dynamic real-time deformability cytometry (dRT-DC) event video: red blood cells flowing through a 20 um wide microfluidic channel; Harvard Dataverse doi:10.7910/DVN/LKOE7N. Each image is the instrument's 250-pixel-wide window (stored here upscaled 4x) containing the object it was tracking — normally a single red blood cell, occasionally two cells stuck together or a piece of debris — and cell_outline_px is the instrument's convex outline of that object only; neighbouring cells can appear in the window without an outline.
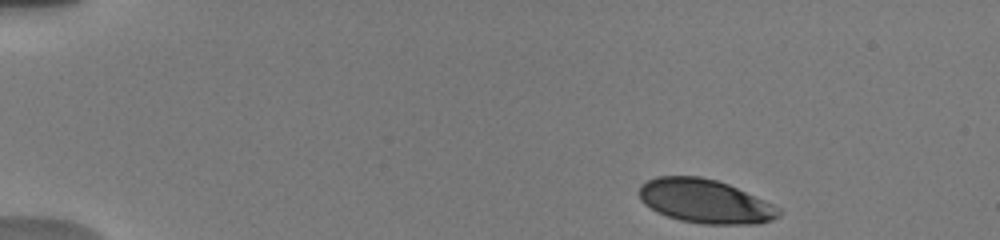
{"species": "human", "species_latin": "Homo sapiens", "temperature_condition": "warm", "stored_images_in_passage": 9, "camera_frame_rate_fps": 3000, "um_per_image_px": 0.085, "donor": {"sex": "male"}, "frame": {"image": 1, "passage_image": 1, "time_ms": 0.0, "image_size_px": [1000, 240], "cell_outline_px": [[780, 216], [772, 220], [760, 224], [704, 224], [680, 220], [656, 212], [644, 204], [640, 200], [640, 184], [656, 176], [700, 176], [716, 180], [728, 184], [764, 200], [780, 208]], "centroid_in_image_um": [59.93, 17.11], "position_along_channel_um": 25.1, "area_um2": 35.66}}
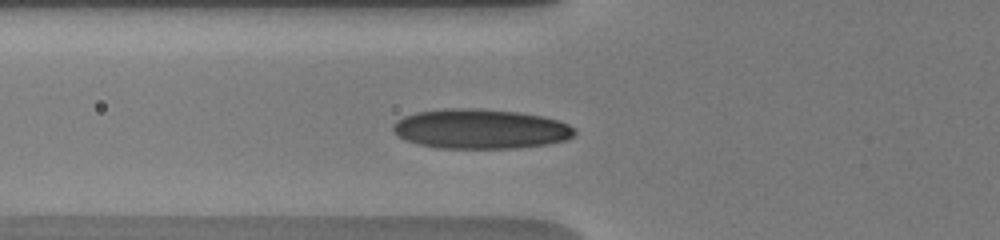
{"frame": {"image": 2, "passage_image": 6, "time_ms": 4.333, "image_size_px": [1000, 240], "cell_outline_px": [[576, 132], [572, 136], [564, 140], [548, 144], [516, 148], [436, 148], [404, 140], [396, 136], [392, 128], [392, 124], [396, 120], [404, 116], [416, 112], [448, 108], [480, 108], [520, 112], [544, 116], [560, 120], [568, 124]], "centroid_in_image_um": [40.81, 10.95], "position_along_channel_um": 85.0, "area_um2": 42.37}}
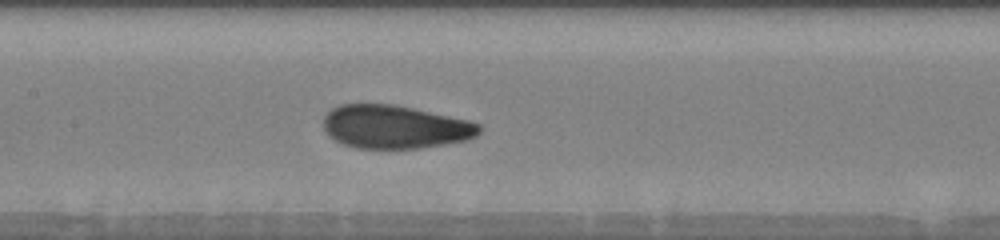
{"frame": {"image": 3, "passage_image": 9, "time_ms": 6.667, "image_size_px": [1000, 240], "cell_outline_px": [[484, 128], [476, 136], [468, 140], [420, 148], [356, 148], [344, 144], [328, 136], [324, 128], [324, 116], [332, 108], [340, 104], [396, 104], [468, 120], [480, 124]], "centroid_in_image_um": [33.59, 10.78], "position_along_channel_um": 173.8, "area_um2": 39.48}}